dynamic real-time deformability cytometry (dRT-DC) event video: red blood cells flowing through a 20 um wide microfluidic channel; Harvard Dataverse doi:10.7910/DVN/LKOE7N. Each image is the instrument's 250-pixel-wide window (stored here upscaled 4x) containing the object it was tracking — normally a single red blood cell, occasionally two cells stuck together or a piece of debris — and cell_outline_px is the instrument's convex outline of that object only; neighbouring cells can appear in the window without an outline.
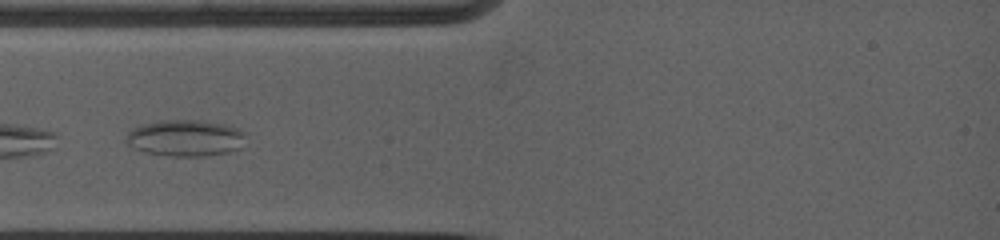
{"species": "common noctule bat (a hibernating species)", "species_latin": "Nyctalus noctula", "temperature_condition": "warm", "stored_images_in_passage": 12, "camera_frame_rate_fps": 5000, "um_per_image_px": 0.085, "animal": {"sex": "female", "body_mass_g": 19.0, "forearm_length_mm": 53.3}, "frame": {"image": 1, "passage_image": 1, "time_ms": 0.0, "image_size_px": [1000, 240], "cell_outline_px": [[244, 136], [240, 148], [228, 152], [208, 156], [172, 156], [144, 152], [132, 148], [124, 140], [128, 132], [140, 124], [160, 120], [200, 120], [224, 124], [236, 128], [244, 132]], "centroid_in_image_um": [15.71, 11.73], "position_along_channel_um": 69.3, "area_um2": 25.49}}
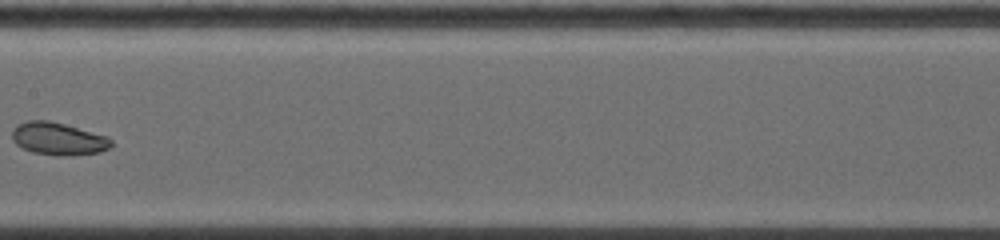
{"frame": {"image": 2, "passage_image": 7, "time_ms": 3.4, "image_size_px": [1000, 240], "cell_outline_px": [[112, 148], [100, 152], [72, 156], [56, 156], [32, 152], [16, 144], [12, 140], [12, 128], [16, 124], [28, 120], [48, 120], [64, 124], [108, 136], [112, 140]], "centroid_in_image_um": [4.96, 11.8], "position_along_channel_um": 202.4, "area_um2": 19.13}}
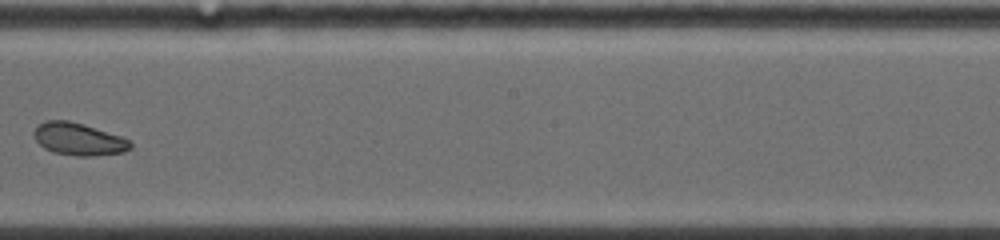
{"frame": {"image": 3, "passage_image": 9, "time_ms": 4.4, "image_size_px": [1000, 240], "cell_outline_px": [[132, 148], [124, 152], [92, 156], [76, 156], [52, 152], [44, 148], [36, 140], [32, 132], [44, 120], [68, 120], [84, 124], [120, 136], [128, 140], [132, 144]], "centroid_in_image_um": [6.67, 11.83], "position_along_channel_um": 241.5, "area_um2": 18.21}}